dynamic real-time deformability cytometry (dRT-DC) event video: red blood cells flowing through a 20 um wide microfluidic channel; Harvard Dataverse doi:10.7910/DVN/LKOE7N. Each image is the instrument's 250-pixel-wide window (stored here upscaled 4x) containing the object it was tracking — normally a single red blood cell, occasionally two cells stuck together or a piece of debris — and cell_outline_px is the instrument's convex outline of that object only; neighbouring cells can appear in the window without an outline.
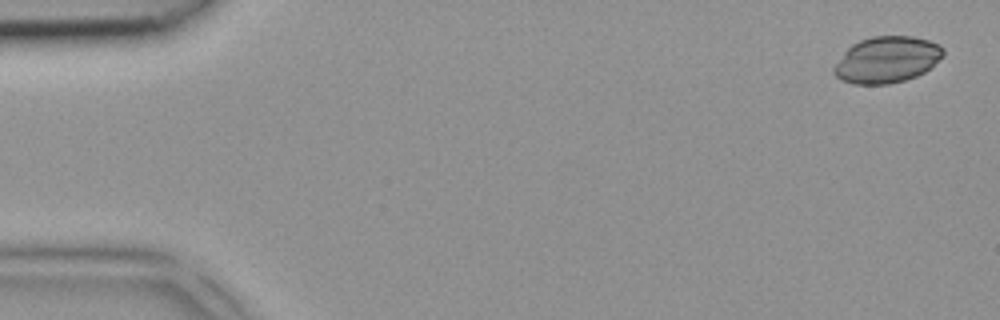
{"species": "common noctule bat (a hibernating species)", "species_latin": "Nyctalus noctula", "temperature_condition": "room temperature", "stored_images_in_passage": 4, "camera_frame_rate_fps": 3000, "um_per_image_px": 0.085, "animal": {"sex": "female", "body_mass_g": 18.4}, "frame": {"image": 1, "passage_image": 1, "time_ms": 0.0, "image_size_px": [1000, 320], "cell_outline_px": [[944, 56], [924, 72], [916, 76], [904, 80], [888, 84], [852, 84], [840, 80], [832, 72], [832, 68], [844, 52], [852, 44], [860, 40], [872, 36], [912, 36], [928, 40], [940, 44], [944, 48]], "centroid_in_image_um": [75.37, 5.07], "position_along_channel_um": 9.6, "area_um2": 29.65}}